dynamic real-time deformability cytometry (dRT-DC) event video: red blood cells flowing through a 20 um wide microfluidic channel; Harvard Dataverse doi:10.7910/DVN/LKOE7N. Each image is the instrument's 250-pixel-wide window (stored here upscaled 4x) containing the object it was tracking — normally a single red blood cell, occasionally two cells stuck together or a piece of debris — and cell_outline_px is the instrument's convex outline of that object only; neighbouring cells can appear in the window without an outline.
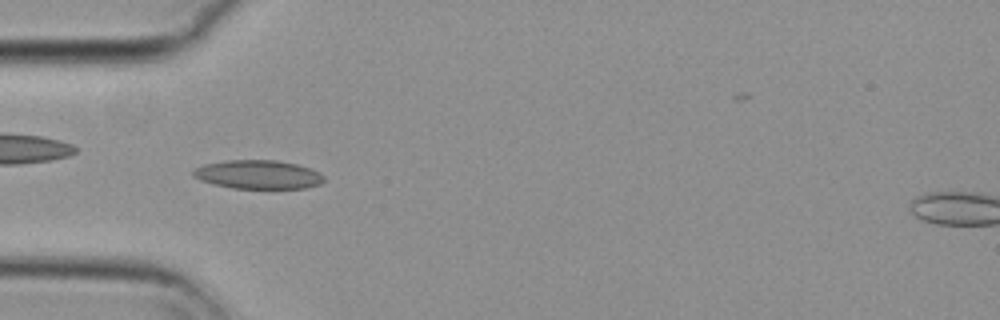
{"species": "common noctule bat (a hibernating species)", "species_latin": "Nyctalus noctula", "temperature_condition": "cold", "stored_images_in_passage": 57, "camera_frame_rate_fps": 3000, "um_per_image_px": 0.085, "animal": {"sex": "female", "body_mass_g": 29.2, "forearm_length_mm": 56.3}, "frame": {"image": 1, "passage_image": 18, "time_ms": 5.667, "image_size_px": [1000, 320], "cell_outline_px": [[324, 180], [320, 184], [308, 188], [232, 188], [212, 184], [200, 180], [192, 176], [192, 172], [196, 168], [204, 164], [228, 160], [276, 160], [296, 164], [320, 172], [324, 176]], "centroid_in_image_um": [21.93, 14.84], "position_along_channel_um": 63.1, "area_um2": 21.91}}
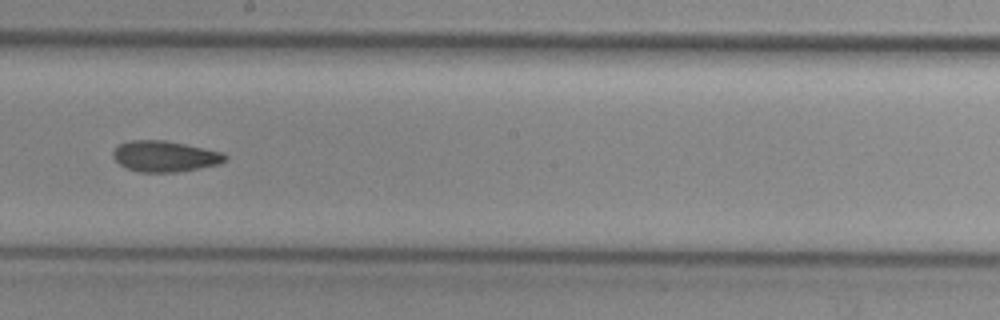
{"frame": {"image": 2, "passage_image": 32, "time_ms": 10.333, "image_size_px": [1000, 320], "cell_outline_px": [[228, 160], [220, 164], [176, 172], [140, 172], [124, 168], [112, 156], [112, 152], [120, 144], [128, 140], [164, 140], [224, 152], [228, 156]], "centroid_in_image_um": [14.03, 13.29], "position_along_channel_um": 234.2, "area_um2": 20.29}}
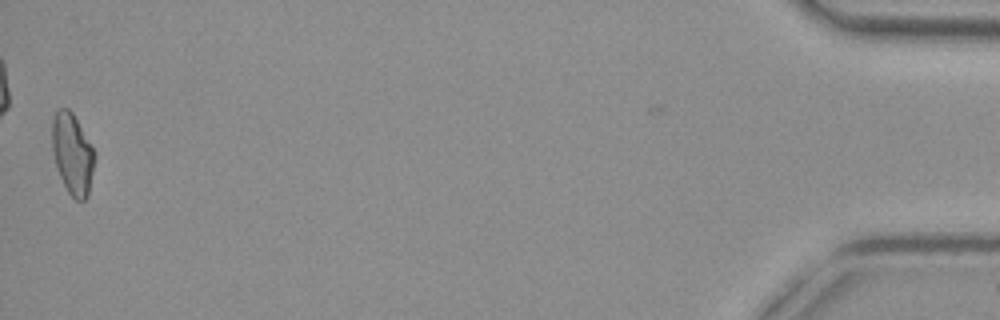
{"frame": {"image": 3, "passage_image": 56, "time_ms": 18.333, "image_size_px": [1000, 320], "cell_outline_px": [[96, 152], [88, 196], [84, 200], [76, 200], [68, 192], [60, 176], [56, 164], [52, 148], [52, 116], [56, 108], [68, 108], [72, 112]], "centroid_in_image_um": [6.15, 13.04], "position_along_channel_um": 429.0, "area_um2": 20.06}, "authors_computed_cell_mechanics": {"area_um2": 20.1722, "velocity_mm_per_s": 3.6893, "shape_relaxation_time_tau1_ms": null, "shape_relaxation_time_tau2_ms": 5.0385, "deformation_change_tau1": null, "deformation_change_tau2": 0.1145}}